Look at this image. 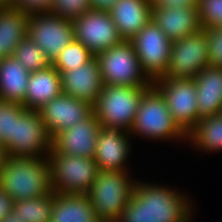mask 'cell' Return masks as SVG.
Here are the masks:
<instances>
[{
    "mask_svg": "<svg viewBox=\"0 0 222 222\" xmlns=\"http://www.w3.org/2000/svg\"><path fill=\"white\" fill-rule=\"evenodd\" d=\"M208 66V39L206 29H201L172 41L169 65L163 77L194 79Z\"/></svg>",
    "mask_w": 222,
    "mask_h": 222,
    "instance_id": "10",
    "label": "cell"
},
{
    "mask_svg": "<svg viewBox=\"0 0 222 222\" xmlns=\"http://www.w3.org/2000/svg\"><path fill=\"white\" fill-rule=\"evenodd\" d=\"M72 22L75 40L94 55L124 41L108 10L92 9Z\"/></svg>",
    "mask_w": 222,
    "mask_h": 222,
    "instance_id": "13",
    "label": "cell"
},
{
    "mask_svg": "<svg viewBox=\"0 0 222 222\" xmlns=\"http://www.w3.org/2000/svg\"><path fill=\"white\" fill-rule=\"evenodd\" d=\"M14 201L0 186V220L11 213L13 210Z\"/></svg>",
    "mask_w": 222,
    "mask_h": 222,
    "instance_id": "36",
    "label": "cell"
},
{
    "mask_svg": "<svg viewBox=\"0 0 222 222\" xmlns=\"http://www.w3.org/2000/svg\"><path fill=\"white\" fill-rule=\"evenodd\" d=\"M56 192L25 200H15L13 211L23 222H51L52 207Z\"/></svg>",
    "mask_w": 222,
    "mask_h": 222,
    "instance_id": "26",
    "label": "cell"
},
{
    "mask_svg": "<svg viewBox=\"0 0 222 222\" xmlns=\"http://www.w3.org/2000/svg\"><path fill=\"white\" fill-rule=\"evenodd\" d=\"M92 9L91 0H53L49 13L73 21Z\"/></svg>",
    "mask_w": 222,
    "mask_h": 222,
    "instance_id": "30",
    "label": "cell"
},
{
    "mask_svg": "<svg viewBox=\"0 0 222 222\" xmlns=\"http://www.w3.org/2000/svg\"><path fill=\"white\" fill-rule=\"evenodd\" d=\"M117 222H149L148 201H129Z\"/></svg>",
    "mask_w": 222,
    "mask_h": 222,
    "instance_id": "33",
    "label": "cell"
},
{
    "mask_svg": "<svg viewBox=\"0 0 222 222\" xmlns=\"http://www.w3.org/2000/svg\"><path fill=\"white\" fill-rule=\"evenodd\" d=\"M209 66L222 67V26L206 29Z\"/></svg>",
    "mask_w": 222,
    "mask_h": 222,
    "instance_id": "32",
    "label": "cell"
},
{
    "mask_svg": "<svg viewBox=\"0 0 222 222\" xmlns=\"http://www.w3.org/2000/svg\"><path fill=\"white\" fill-rule=\"evenodd\" d=\"M153 85L164 96L173 121L187 135L200 120L194 79L161 77Z\"/></svg>",
    "mask_w": 222,
    "mask_h": 222,
    "instance_id": "8",
    "label": "cell"
},
{
    "mask_svg": "<svg viewBox=\"0 0 222 222\" xmlns=\"http://www.w3.org/2000/svg\"><path fill=\"white\" fill-rule=\"evenodd\" d=\"M52 4L53 0H11L9 7L31 15L50 12Z\"/></svg>",
    "mask_w": 222,
    "mask_h": 222,
    "instance_id": "34",
    "label": "cell"
},
{
    "mask_svg": "<svg viewBox=\"0 0 222 222\" xmlns=\"http://www.w3.org/2000/svg\"><path fill=\"white\" fill-rule=\"evenodd\" d=\"M142 70L154 82L167 71L172 41L151 19L131 40Z\"/></svg>",
    "mask_w": 222,
    "mask_h": 222,
    "instance_id": "9",
    "label": "cell"
},
{
    "mask_svg": "<svg viewBox=\"0 0 222 222\" xmlns=\"http://www.w3.org/2000/svg\"><path fill=\"white\" fill-rule=\"evenodd\" d=\"M11 0H0L1 7H9Z\"/></svg>",
    "mask_w": 222,
    "mask_h": 222,
    "instance_id": "40",
    "label": "cell"
},
{
    "mask_svg": "<svg viewBox=\"0 0 222 222\" xmlns=\"http://www.w3.org/2000/svg\"><path fill=\"white\" fill-rule=\"evenodd\" d=\"M197 89L198 115L201 118L221 113L222 67L208 66L194 78Z\"/></svg>",
    "mask_w": 222,
    "mask_h": 222,
    "instance_id": "20",
    "label": "cell"
},
{
    "mask_svg": "<svg viewBox=\"0 0 222 222\" xmlns=\"http://www.w3.org/2000/svg\"><path fill=\"white\" fill-rule=\"evenodd\" d=\"M29 76L14 56L0 59V99L23 104Z\"/></svg>",
    "mask_w": 222,
    "mask_h": 222,
    "instance_id": "25",
    "label": "cell"
},
{
    "mask_svg": "<svg viewBox=\"0 0 222 222\" xmlns=\"http://www.w3.org/2000/svg\"><path fill=\"white\" fill-rule=\"evenodd\" d=\"M156 178L157 176L154 181H148V178L145 180L138 176L132 196L136 201H148L149 222L196 221L194 219L198 205L195 198L184 188L178 189L175 185L158 182Z\"/></svg>",
    "mask_w": 222,
    "mask_h": 222,
    "instance_id": "2",
    "label": "cell"
},
{
    "mask_svg": "<svg viewBox=\"0 0 222 222\" xmlns=\"http://www.w3.org/2000/svg\"><path fill=\"white\" fill-rule=\"evenodd\" d=\"M53 192L57 194H87L99 172L93 158L57 153L48 154Z\"/></svg>",
    "mask_w": 222,
    "mask_h": 222,
    "instance_id": "7",
    "label": "cell"
},
{
    "mask_svg": "<svg viewBox=\"0 0 222 222\" xmlns=\"http://www.w3.org/2000/svg\"><path fill=\"white\" fill-rule=\"evenodd\" d=\"M151 8L198 7V0H149Z\"/></svg>",
    "mask_w": 222,
    "mask_h": 222,
    "instance_id": "35",
    "label": "cell"
},
{
    "mask_svg": "<svg viewBox=\"0 0 222 222\" xmlns=\"http://www.w3.org/2000/svg\"><path fill=\"white\" fill-rule=\"evenodd\" d=\"M0 186L13 201L51 194L53 188L48 156L7 157L0 170Z\"/></svg>",
    "mask_w": 222,
    "mask_h": 222,
    "instance_id": "3",
    "label": "cell"
},
{
    "mask_svg": "<svg viewBox=\"0 0 222 222\" xmlns=\"http://www.w3.org/2000/svg\"><path fill=\"white\" fill-rule=\"evenodd\" d=\"M61 93L63 91L60 73L51 64L45 69L30 73L26 97L22 105L27 110H39Z\"/></svg>",
    "mask_w": 222,
    "mask_h": 222,
    "instance_id": "21",
    "label": "cell"
},
{
    "mask_svg": "<svg viewBox=\"0 0 222 222\" xmlns=\"http://www.w3.org/2000/svg\"><path fill=\"white\" fill-rule=\"evenodd\" d=\"M0 222H22L16 212L12 210L11 213H8L6 216H4ZM24 222V221H23Z\"/></svg>",
    "mask_w": 222,
    "mask_h": 222,
    "instance_id": "38",
    "label": "cell"
},
{
    "mask_svg": "<svg viewBox=\"0 0 222 222\" xmlns=\"http://www.w3.org/2000/svg\"><path fill=\"white\" fill-rule=\"evenodd\" d=\"M45 128L51 138L93 113V106L88 102L61 93L38 110Z\"/></svg>",
    "mask_w": 222,
    "mask_h": 222,
    "instance_id": "16",
    "label": "cell"
},
{
    "mask_svg": "<svg viewBox=\"0 0 222 222\" xmlns=\"http://www.w3.org/2000/svg\"><path fill=\"white\" fill-rule=\"evenodd\" d=\"M129 134L146 142L168 143L187 148V135L173 121L164 96L152 85L143 95ZM135 138V139H134ZM160 141V142H159ZM166 141V142H165ZM162 142V143H161Z\"/></svg>",
    "mask_w": 222,
    "mask_h": 222,
    "instance_id": "1",
    "label": "cell"
},
{
    "mask_svg": "<svg viewBox=\"0 0 222 222\" xmlns=\"http://www.w3.org/2000/svg\"><path fill=\"white\" fill-rule=\"evenodd\" d=\"M27 109L17 102L0 99V143L7 146L14 137L15 120Z\"/></svg>",
    "mask_w": 222,
    "mask_h": 222,
    "instance_id": "29",
    "label": "cell"
},
{
    "mask_svg": "<svg viewBox=\"0 0 222 222\" xmlns=\"http://www.w3.org/2000/svg\"><path fill=\"white\" fill-rule=\"evenodd\" d=\"M150 87L104 85L93 106V112L101 126L129 132L141 98Z\"/></svg>",
    "mask_w": 222,
    "mask_h": 222,
    "instance_id": "5",
    "label": "cell"
},
{
    "mask_svg": "<svg viewBox=\"0 0 222 222\" xmlns=\"http://www.w3.org/2000/svg\"><path fill=\"white\" fill-rule=\"evenodd\" d=\"M100 222H117V221H100Z\"/></svg>",
    "mask_w": 222,
    "mask_h": 222,
    "instance_id": "41",
    "label": "cell"
},
{
    "mask_svg": "<svg viewBox=\"0 0 222 222\" xmlns=\"http://www.w3.org/2000/svg\"><path fill=\"white\" fill-rule=\"evenodd\" d=\"M5 148L7 156L12 158L48 156L51 136L38 110H26L15 120L14 137Z\"/></svg>",
    "mask_w": 222,
    "mask_h": 222,
    "instance_id": "11",
    "label": "cell"
},
{
    "mask_svg": "<svg viewBox=\"0 0 222 222\" xmlns=\"http://www.w3.org/2000/svg\"><path fill=\"white\" fill-rule=\"evenodd\" d=\"M133 141L129 132L102 126L93 157L99 171H132Z\"/></svg>",
    "mask_w": 222,
    "mask_h": 222,
    "instance_id": "14",
    "label": "cell"
},
{
    "mask_svg": "<svg viewBox=\"0 0 222 222\" xmlns=\"http://www.w3.org/2000/svg\"><path fill=\"white\" fill-rule=\"evenodd\" d=\"M117 0H91L92 8L96 10H109Z\"/></svg>",
    "mask_w": 222,
    "mask_h": 222,
    "instance_id": "37",
    "label": "cell"
},
{
    "mask_svg": "<svg viewBox=\"0 0 222 222\" xmlns=\"http://www.w3.org/2000/svg\"><path fill=\"white\" fill-rule=\"evenodd\" d=\"M198 155L222 153V115L201 118L187 134V148Z\"/></svg>",
    "mask_w": 222,
    "mask_h": 222,
    "instance_id": "22",
    "label": "cell"
},
{
    "mask_svg": "<svg viewBox=\"0 0 222 222\" xmlns=\"http://www.w3.org/2000/svg\"><path fill=\"white\" fill-rule=\"evenodd\" d=\"M27 36L42 49L51 64L75 39L72 20L57 17L49 12L30 15Z\"/></svg>",
    "mask_w": 222,
    "mask_h": 222,
    "instance_id": "12",
    "label": "cell"
},
{
    "mask_svg": "<svg viewBox=\"0 0 222 222\" xmlns=\"http://www.w3.org/2000/svg\"><path fill=\"white\" fill-rule=\"evenodd\" d=\"M123 40L130 41L149 21V0H117L108 10Z\"/></svg>",
    "mask_w": 222,
    "mask_h": 222,
    "instance_id": "19",
    "label": "cell"
},
{
    "mask_svg": "<svg viewBox=\"0 0 222 222\" xmlns=\"http://www.w3.org/2000/svg\"><path fill=\"white\" fill-rule=\"evenodd\" d=\"M95 56L99 63L104 85L127 87L153 85V82L142 70L139 58L130 41L124 40Z\"/></svg>",
    "mask_w": 222,
    "mask_h": 222,
    "instance_id": "6",
    "label": "cell"
},
{
    "mask_svg": "<svg viewBox=\"0 0 222 222\" xmlns=\"http://www.w3.org/2000/svg\"><path fill=\"white\" fill-rule=\"evenodd\" d=\"M59 73L64 94L95 105L104 86L96 56L77 69Z\"/></svg>",
    "mask_w": 222,
    "mask_h": 222,
    "instance_id": "17",
    "label": "cell"
},
{
    "mask_svg": "<svg viewBox=\"0 0 222 222\" xmlns=\"http://www.w3.org/2000/svg\"><path fill=\"white\" fill-rule=\"evenodd\" d=\"M94 56L81 42L74 39L58 54L52 65L59 72H65L79 68Z\"/></svg>",
    "mask_w": 222,
    "mask_h": 222,
    "instance_id": "28",
    "label": "cell"
},
{
    "mask_svg": "<svg viewBox=\"0 0 222 222\" xmlns=\"http://www.w3.org/2000/svg\"><path fill=\"white\" fill-rule=\"evenodd\" d=\"M101 124L93 112L88 118L51 138V148L57 153L93 158Z\"/></svg>",
    "mask_w": 222,
    "mask_h": 222,
    "instance_id": "15",
    "label": "cell"
},
{
    "mask_svg": "<svg viewBox=\"0 0 222 222\" xmlns=\"http://www.w3.org/2000/svg\"><path fill=\"white\" fill-rule=\"evenodd\" d=\"M30 15L14 8H0V59L14 55L16 46L27 36Z\"/></svg>",
    "mask_w": 222,
    "mask_h": 222,
    "instance_id": "23",
    "label": "cell"
},
{
    "mask_svg": "<svg viewBox=\"0 0 222 222\" xmlns=\"http://www.w3.org/2000/svg\"><path fill=\"white\" fill-rule=\"evenodd\" d=\"M151 19L171 41L203 29L197 7L151 8Z\"/></svg>",
    "mask_w": 222,
    "mask_h": 222,
    "instance_id": "18",
    "label": "cell"
},
{
    "mask_svg": "<svg viewBox=\"0 0 222 222\" xmlns=\"http://www.w3.org/2000/svg\"><path fill=\"white\" fill-rule=\"evenodd\" d=\"M51 222H100L87 194H57Z\"/></svg>",
    "mask_w": 222,
    "mask_h": 222,
    "instance_id": "24",
    "label": "cell"
},
{
    "mask_svg": "<svg viewBox=\"0 0 222 222\" xmlns=\"http://www.w3.org/2000/svg\"><path fill=\"white\" fill-rule=\"evenodd\" d=\"M7 152L5 146L0 143V170L5 163V159L7 158Z\"/></svg>",
    "mask_w": 222,
    "mask_h": 222,
    "instance_id": "39",
    "label": "cell"
},
{
    "mask_svg": "<svg viewBox=\"0 0 222 222\" xmlns=\"http://www.w3.org/2000/svg\"><path fill=\"white\" fill-rule=\"evenodd\" d=\"M132 171H99L87 192L100 221H118L132 199L138 178Z\"/></svg>",
    "mask_w": 222,
    "mask_h": 222,
    "instance_id": "4",
    "label": "cell"
},
{
    "mask_svg": "<svg viewBox=\"0 0 222 222\" xmlns=\"http://www.w3.org/2000/svg\"><path fill=\"white\" fill-rule=\"evenodd\" d=\"M197 8L203 29L222 26V0H198Z\"/></svg>",
    "mask_w": 222,
    "mask_h": 222,
    "instance_id": "31",
    "label": "cell"
},
{
    "mask_svg": "<svg viewBox=\"0 0 222 222\" xmlns=\"http://www.w3.org/2000/svg\"><path fill=\"white\" fill-rule=\"evenodd\" d=\"M30 73L47 68L51 63L42 49L26 36L15 48L13 55Z\"/></svg>",
    "mask_w": 222,
    "mask_h": 222,
    "instance_id": "27",
    "label": "cell"
}]
</instances>
